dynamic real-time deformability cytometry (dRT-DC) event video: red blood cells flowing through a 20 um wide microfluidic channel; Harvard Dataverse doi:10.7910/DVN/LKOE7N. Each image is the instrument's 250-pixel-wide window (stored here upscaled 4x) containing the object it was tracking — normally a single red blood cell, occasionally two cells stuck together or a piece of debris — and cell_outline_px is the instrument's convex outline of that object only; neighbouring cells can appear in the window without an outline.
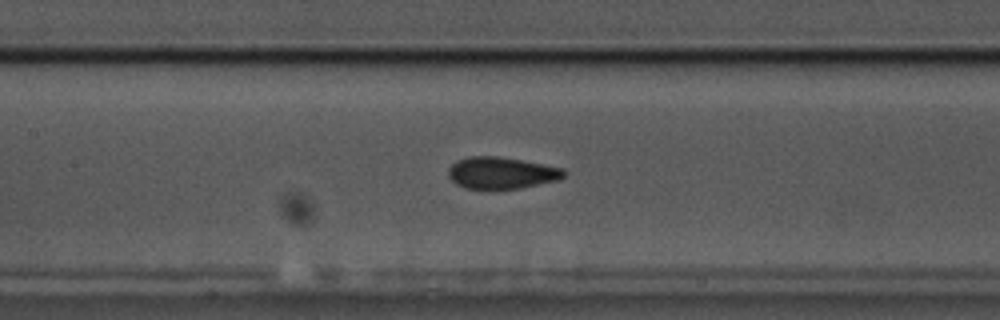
{"species": "common noctule bat (a hibernating species)", "species_latin": "Nyctalus noctula", "temperature_condition": "cold", "stored_images_in_passage": 57, "camera_frame_rate_fps": 3000, "um_per_image_px": 0.085, "animal": {"sex": "male", "body_mass_g": 17.5, "forearm_length_mm": 52.3}, "frame": {"image": 1, "passage_image": 26, "time_ms": 8.333, "image_size_px": [1000, 320], "cell_outline_px": [[564, 176], [556, 180], [520, 188], [468, 188], [456, 184], [448, 176], [448, 168], [456, 160], [468, 156], [500, 156], [564, 168]], "centroid_in_image_um": [42.58, 14.67], "position_along_channel_um": 164.8, "area_um2": 21.15}}
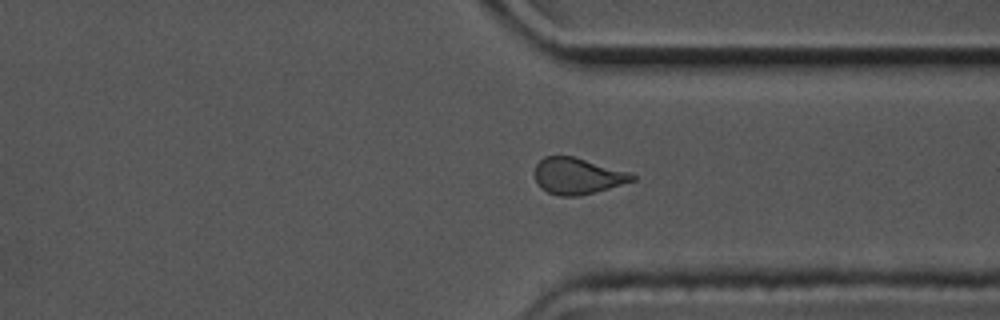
{"frame": {"image": 2, "passage_image": 43, "time_ms": 14.0, "image_size_px": [1000, 320], "cell_outline_px": [[636, 180], [580, 196], [556, 196], [540, 188], [536, 184], [536, 164], [544, 156], [572, 156], [632, 172], [636, 176]], "centroid_in_image_um": [49.1, 14.96], "position_along_channel_um": 362.3, "area_um2": 20.69}}
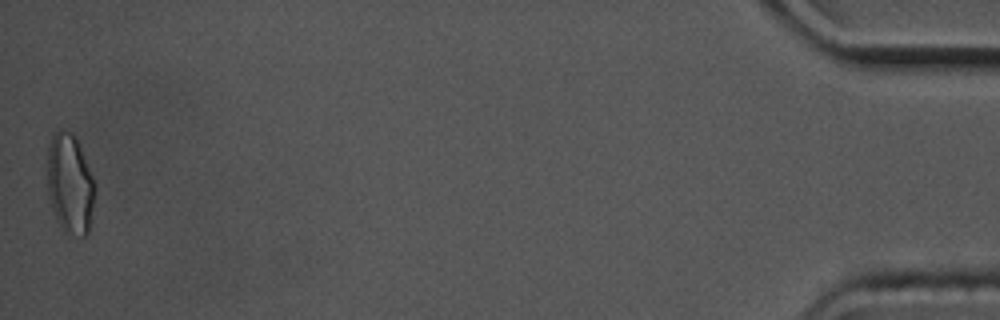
{"frame": {"image": 3, "passage_image": 57, "time_ms": 18.667, "image_size_px": [1000, 320], "cell_outline_px": [[92, 204], [88, 232], [84, 236], [80, 236], [64, 232], [60, 228], [56, 220], [48, 196], [48, 148], [52, 136], [60, 128], [64, 128], [72, 132], [76, 136], [92, 176]], "centroid_in_image_um": [5.9, 15.6], "position_along_channel_um": 429.3, "area_um2": 27.22}, "authors_computed_cell_mechanics": {"area_um2": 21.2126, "velocity_mm_per_s": 3.4847, "shape_relaxation_time_tau1_ms": 6.9628, "shape_relaxation_time_tau2_ms": 1.6643, "deformation_change_tau1": 0.1302, "deformation_change_tau2": 0.0845}}